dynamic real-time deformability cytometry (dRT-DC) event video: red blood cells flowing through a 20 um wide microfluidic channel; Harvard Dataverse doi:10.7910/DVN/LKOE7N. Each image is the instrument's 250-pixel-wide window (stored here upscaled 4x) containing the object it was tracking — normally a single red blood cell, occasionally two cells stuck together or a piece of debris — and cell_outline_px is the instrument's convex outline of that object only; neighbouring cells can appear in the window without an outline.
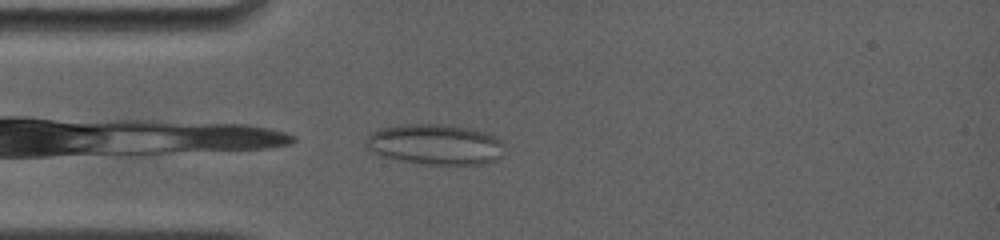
{"species": "common noctule bat (a hibernating species)", "species_latin": "Nyctalus noctula", "temperature_condition": "room temperature", "stored_images_in_passage": 40, "camera_frame_rate_fps": 4000, "um_per_image_px": 0.085, "animal": {"sex": "female", "body_mass_g": 19.0, "forearm_length_mm": 56.7}, "frame": {"image": 1, "passage_image": 2, "time_ms": 0.25, "image_size_px": [1000, 240], "cell_outline_px": [[504, 144], [500, 156], [496, 160], [480, 164], [432, 164], [404, 160], [384, 156], [372, 152], [364, 144], [368, 136], [372, 132], [380, 128], [408, 124], [452, 124], [472, 128], [488, 132], [496, 136]], "centroid_in_image_um": [37.03, 12.24], "position_along_channel_um": 48.0, "area_um2": 32.6}}
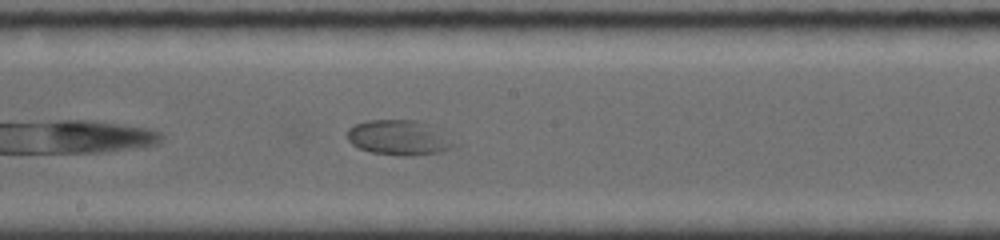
{"frame": {"image": 2, "passage_image": 16, "time_ms": 5.0, "image_size_px": [1000, 240], "cell_outline_px": [[460, 144], [452, 148], [440, 152], [412, 156], [400, 156], [372, 152], [360, 148], [352, 144], [348, 140], [348, 128], [352, 124], [364, 120], [416, 120], [436, 124]], "centroid_in_image_um": [34.01, 11.68], "position_along_channel_um": 214.2, "area_um2": 22.66}}
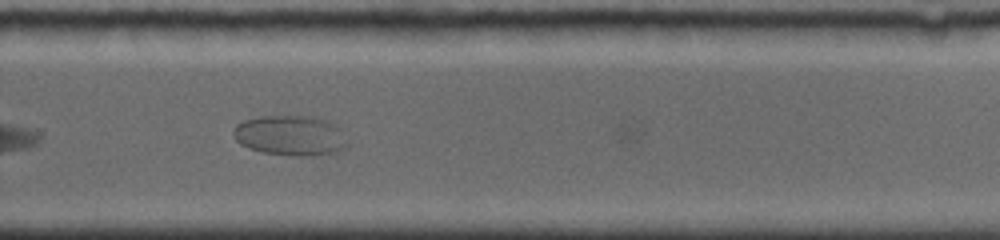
{"frame": {"image": 3, "passage_image": 24, "time_ms": 7.5, "image_size_px": [1000, 240], "cell_outline_px": [[348, 144], [344, 148], [336, 152], [304, 156], [292, 156], [264, 152], [240, 144], [236, 140], [232, 132], [236, 124], [244, 120], [260, 116], [316, 116], [328, 120], [340, 128]], "centroid_in_image_um": [24.69, 11.5], "position_along_channel_um": 305.1, "area_um2": 26.7}}